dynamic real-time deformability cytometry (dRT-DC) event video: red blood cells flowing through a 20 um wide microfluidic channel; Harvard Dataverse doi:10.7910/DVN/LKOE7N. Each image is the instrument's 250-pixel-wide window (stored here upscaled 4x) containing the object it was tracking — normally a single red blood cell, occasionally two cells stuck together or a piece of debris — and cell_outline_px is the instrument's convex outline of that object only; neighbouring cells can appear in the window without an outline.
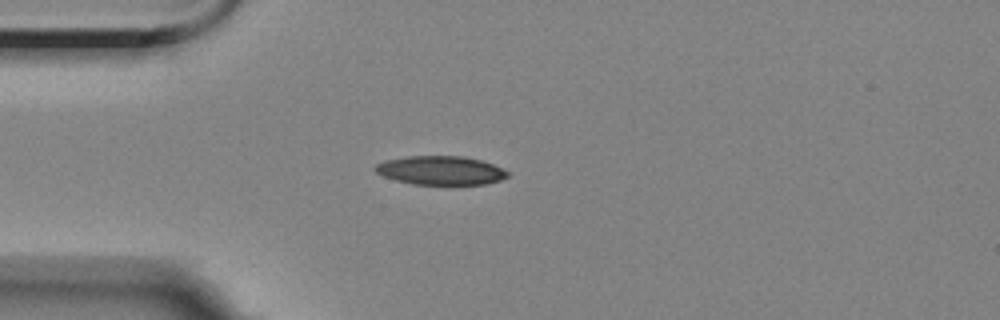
{"species": "Egyptian fruit bat (a non-hibernating species)", "species_latin": "Rousettus aegyptiacus", "temperature_condition": "room temperature", "stored_images_in_passage": 12, "camera_frame_rate_fps": 3000, "um_per_image_px": 0.085, "animal": {"sex": "female"}, "frame": {"image": 1, "passage_image": 1, "time_ms": 0.0, "image_size_px": [1000, 320], "cell_outline_px": [[508, 176], [500, 180], [484, 184], [412, 184], [396, 180], [384, 176], [376, 172], [372, 168], [376, 164], [384, 160], [408, 156], [464, 156], [480, 160], [492, 164], [508, 172]], "centroid_in_image_um": [37.41, 14.48], "position_along_channel_um": 47.6, "area_um2": 22.08}}
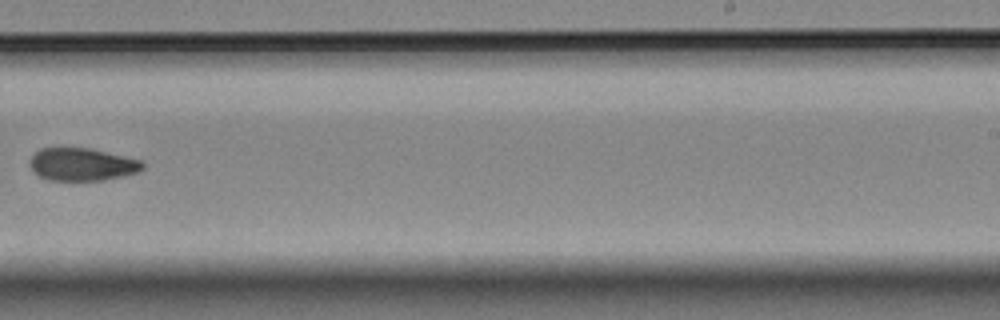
{"frame": {"image": 2, "passage_image": 7, "time_ms": 7.0, "image_size_px": [1000, 320], "cell_outline_px": [[144, 168], [140, 172], [124, 176], [100, 180], [48, 180], [40, 176], [28, 164], [28, 160], [40, 148], [88, 148], [124, 156], [140, 160], [144, 164]], "centroid_in_image_um": [6.98, 13.97], "position_along_channel_um": 282.0, "area_um2": 21.39}}
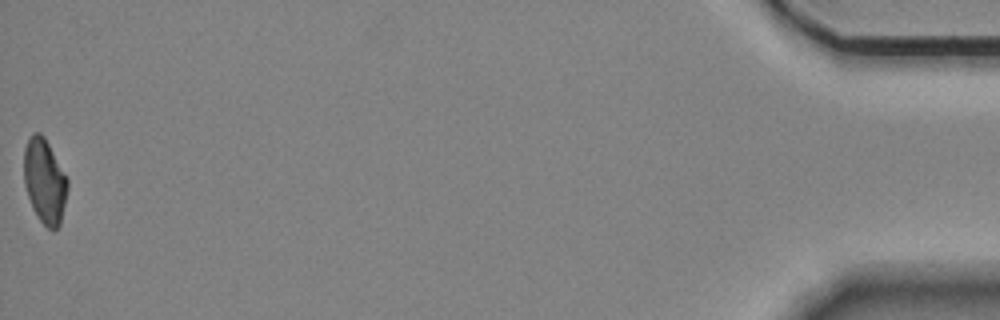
{"frame": {"image": 3, "passage_image": 12, "time_ms": 14.0, "image_size_px": [1000, 320], "cell_outline_px": [[68, 188], [60, 224], [52, 232], [40, 220], [32, 208], [24, 184], [24, 148], [28, 136], [32, 132], [40, 132], [44, 136], [68, 180]], "centroid_in_image_um": [3.78, 15.38], "position_along_channel_um": 431.4, "area_um2": 21.5}, "authors_computed_cell_mechanics": {"area_um2": 22.253, "velocity_mm_per_s": 3.5101, "shape_relaxation_time_tau1_ms": 2.2435, "shape_relaxation_time_tau2_ms": null, "deformation_change_tau1": 0.0834, "deformation_change_tau2": null}}